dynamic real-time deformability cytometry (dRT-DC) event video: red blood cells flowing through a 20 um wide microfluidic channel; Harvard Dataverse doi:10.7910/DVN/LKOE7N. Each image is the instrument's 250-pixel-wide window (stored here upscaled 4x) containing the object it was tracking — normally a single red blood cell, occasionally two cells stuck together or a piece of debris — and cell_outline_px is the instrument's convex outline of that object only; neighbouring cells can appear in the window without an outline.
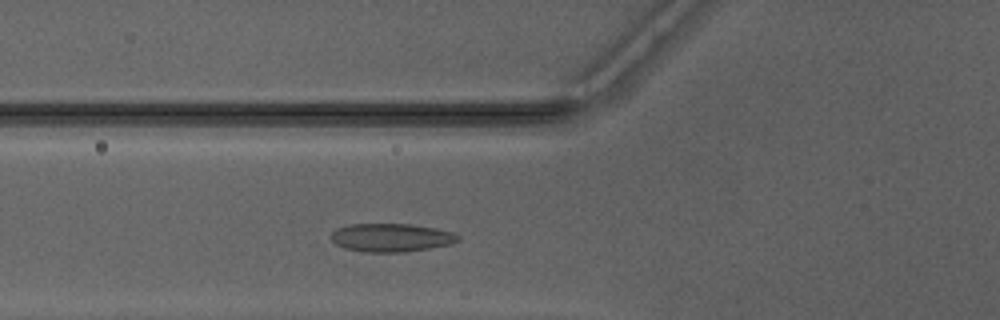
{"species": "Egyptian fruit bat (a non-hibernating species)", "species_latin": "Rousettus aegyptiacus", "temperature_condition": "warm", "stored_images_in_passage": 35, "camera_frame_rate_fps": 3000, "um_per_image_px": 0.085, "animal": {"sex": "male"}, "frame": {"image": 1, "passage_image": 11, "time_ms": 3.333, "image_size_px": [1000, 320], "cell_outline_px": [[460, 240], [452, 244], [404, 252], [364, 252], [344, 248], [336, 244], [328, 236], [336, 228], [348, 224], [412, 224], [436, 228], [456, 232], [460, 236]], "centroid_in_image_um": [33.26, 20.19], "position_along_channel_um": 92.5, "area_um2": 21.27}}
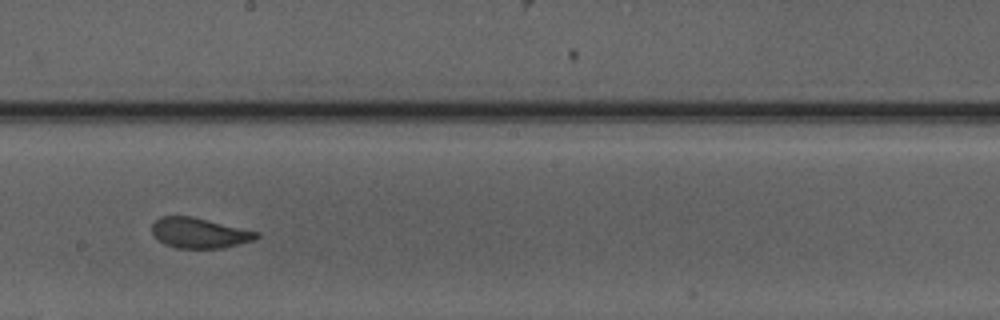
{"frame": {"image": 2, "passage_image": 21, "time_ms": 6.667, "image_size_px": [1000, 320], "cell_outline_px": [[260, 236], [256, 240], [220, 248], [176, 248], [164, 244], [152, 236], [152, 224], [160, 216], [192, 216], [260, 232]], "centroid_in_image_um": [16.94, 19.8], "position_along_channel_um": 231.3, "area_um2": 18.61}}
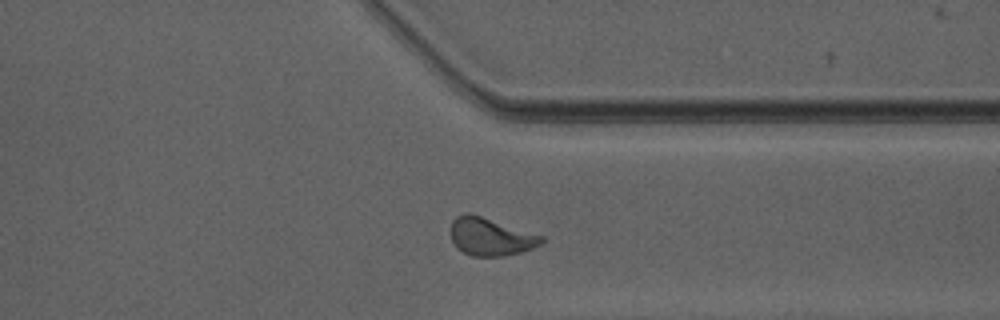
{"frame": {"image": 3, "passage_image": 31, "time_ms": 10.0, "image_size_px": [1000, 320], "cell_outline_px": [[544, 240], [540, 244], [532, 248], [520, 252], [500, 256], [472, 256], [456, 248], [448, 232], [452, 220], [456, 216], [464, 212], [468, 212], [544, 236]], "centroid_in_image_um": [41.63, 20.11], "position_along_channel_um": 369.8, "area_um2": 20.06}, "authors_computed_cell_mechanics": {"area_um2": 19.5364, "velocity_mm_per_s": 4.1525, "shape_relaxation_time_tau1_ms": 5.1429, "shape_relaxation_time_tau2_ms": 0.8621, "deformation_change_tau1": 0.1548, "deformation_change_tau2": 0.0668}}